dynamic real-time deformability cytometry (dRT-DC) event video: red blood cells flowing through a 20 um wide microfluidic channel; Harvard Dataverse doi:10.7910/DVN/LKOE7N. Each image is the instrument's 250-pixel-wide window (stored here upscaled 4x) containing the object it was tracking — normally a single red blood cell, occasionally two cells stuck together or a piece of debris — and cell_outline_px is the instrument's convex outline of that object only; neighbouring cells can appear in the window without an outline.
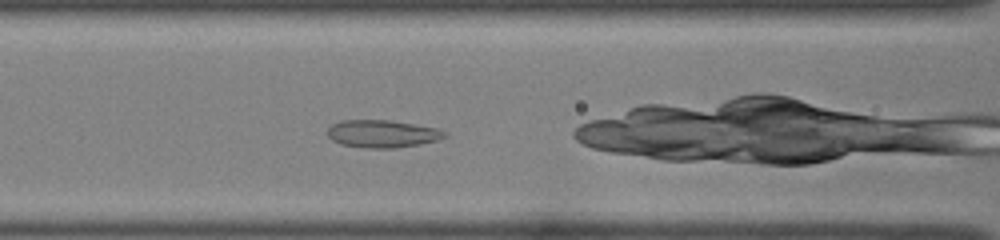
{"species": "common noctule bat (a hibernating species)", "species_latin": "Nyctalus noctula", "temperature_condition": "room temperature", "stored_images_in_passage": 37, "camera_frame_rate_fps": 3000, "um_per_image_px": 0.085, "animal": {"sex": "female", "body_mass_g": 22.0, "forearm_length_mm": 56.7}, "frame": {"image": 1, "passage_image": 10, "time_ms": 3.0, "image_size_px": [1000, 240], "cell_outline_px": [[448, 136], [436, 140], [420, 144], [396, 148], [364, 148], [340, 144], [332, 140], [328, 136], [328, 128], [332, 124], [340, 120], [388, 120], [436, 128], [448, 132]], "centroid_in_image_um": [32.48, 11.37], "position_along_channel_um": 134.1, "area_um2": 18.84}}
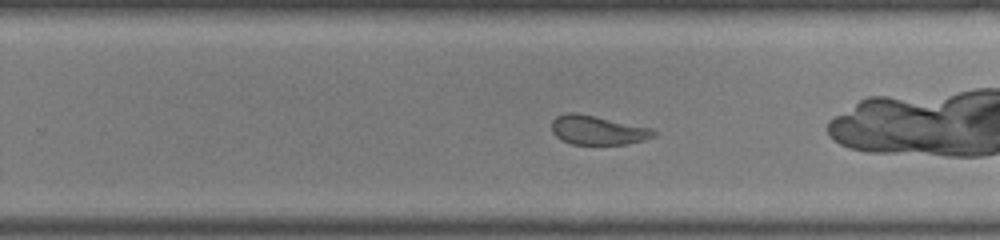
{"frame": {"image": 2, "passage_image": 21, "time_ms": 6.667, "image_size_px": [1000, 240], "cell_outline_px": [[656, 136], [644, 140], [628, 144], [572, 144], [560, 140], [552, 132], [552, 120], [556, 116], [568, 112], [576, 112], [652, 128], [656, 132]], "centroid_in_image_um": [50.79, 11.06], "position_along_channel_um": 279.0, "area_um2": 17.4}}
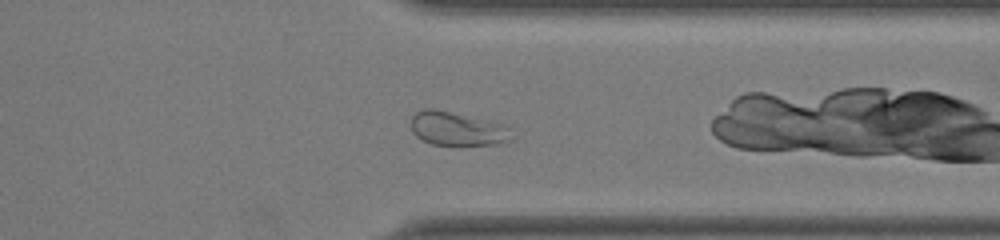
{"frame": {"image": 3, "passage_image": 28, "time_ms": 9.0, "image_size_px": [1000, 240], "cell_outline_px": [[512, 140], [496, 144], [460, 148], [456, 148], [432, 144], [416, 136], [412, 132], [412, 116], [416, 112], [424, 108], [432, 108], [496, 124], [504, 128]], "centroid_in_image_um": [38.74, 11.03], "position_along_channel_um": 372.7, "area_um2": 19.48}}